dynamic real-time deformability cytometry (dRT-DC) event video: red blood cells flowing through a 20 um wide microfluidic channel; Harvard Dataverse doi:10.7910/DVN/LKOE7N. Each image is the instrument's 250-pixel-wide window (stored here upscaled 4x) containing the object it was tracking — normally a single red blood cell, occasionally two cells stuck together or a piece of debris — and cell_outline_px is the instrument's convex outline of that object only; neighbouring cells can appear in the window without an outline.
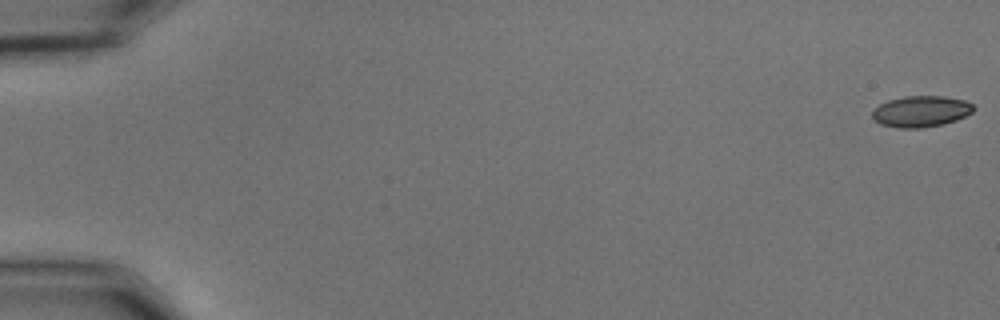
{"species": "common noctule bat (a hibernating species)", "species_latin": "Nyctalus noctula", "temperature_condition": "cold", "stored_images_in_passage": 56, "camera_frame_rate_fps": 3000, "um_per_image_px": 0.085, "animal": {"sex": "male", "body_mass_g": 15.6}, "frame": {"image": 1, "passage_image": 1, "time_ms": 0.0, "image_size_px": [1000, 320], "cell_outline_px": [[976, 108], [972, 112], [956, 120], [944, 124], [924, 128], [896, 128], [880, 124], [872, 116], [872, 112], [880, 104], [888, 100], [904, 96], [944, 96], [964, 100], [972, 104]], "centroid_in_image_um": [78.29, 9.47], "position_along_channel_um": 6.7, "area_um2": 18.44}}
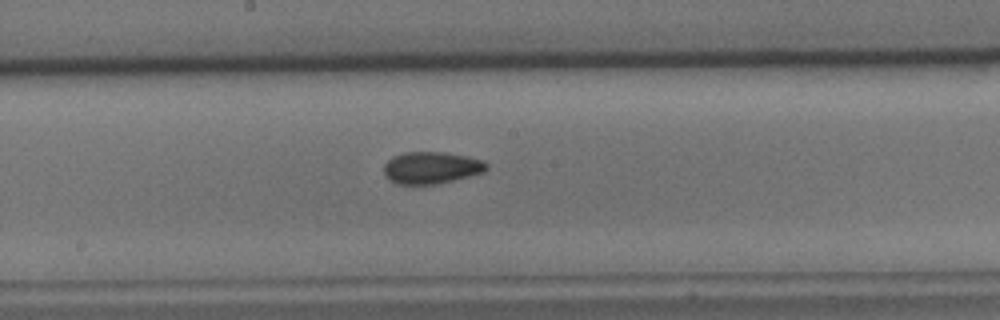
{"frame": {"image": 2, "passage_image": 31, "time_ms": 10.0, "image_size_px": [1000, 320], "cell_outline_px": [[488, 168], [484, 172], [436, 184], [396, 184], [388, 180], [384, 176], [384, 164], [392, 156], [404, 152], [444, 152], [468, 156], [484, 160], [488, 164]], "centroid_in_image_um": [36.64, 14.25], "position_along_channel_um": 211.6, "area_um2": 19.31}}
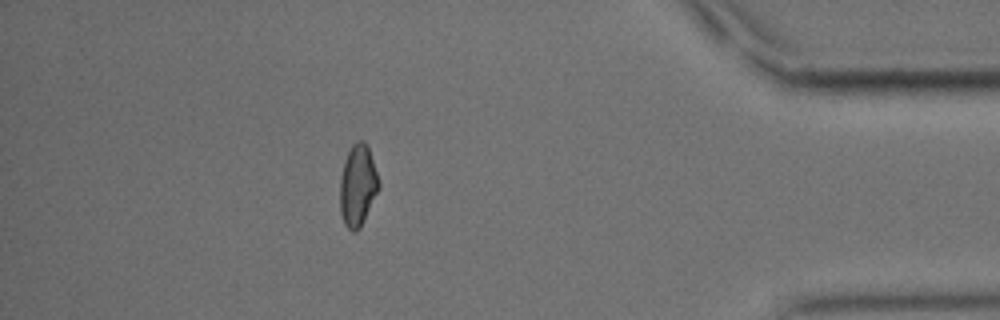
{"frame": {"image": 3, "passage_image": 50, "time_ms": 16.333, "image_size_px": [1000, 320], "cell_outline_px": [[380, 188], [360, 228], [356, 232], [352, 232], [344, 224], [340, 212], [340, 176], [344, 160], [352, 144], [356, 140], [364, 140], [368, 144], [380, 184]], "centroid_in_image_um": [30.41, 15.75], "position_along_channel_um": 404.8, "area_um2": 18.73}, "authors_computed_cell_mechanics": {"area_um2": 18.6116, "velocity_mm_per_s": 3.6518, "shape_relaxation_time_tau1_ms": 10.3199, "shape_relaxation_time_tau2_ms": 3.8955, "deformation_change_tau1": 0.1506, "deformation_change_tau2": 0.0808}}